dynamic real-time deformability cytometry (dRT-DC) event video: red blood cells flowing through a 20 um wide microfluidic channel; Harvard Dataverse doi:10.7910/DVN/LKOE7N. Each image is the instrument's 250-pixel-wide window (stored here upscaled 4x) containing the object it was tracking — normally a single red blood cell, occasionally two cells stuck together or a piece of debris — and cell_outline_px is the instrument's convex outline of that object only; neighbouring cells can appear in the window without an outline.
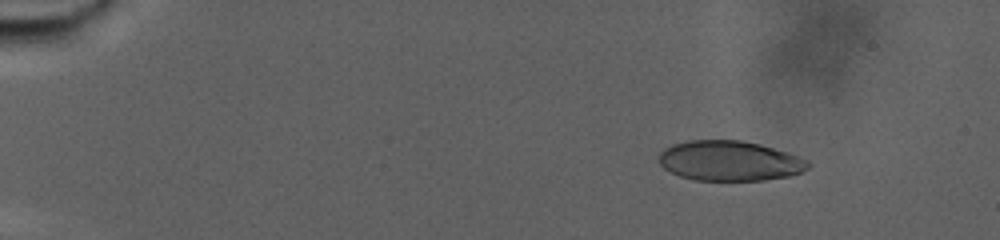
{"species": "human", "species_latin": "Homo sapiens", "temperature_condition": "warm", "stored_images_in_passage": 87, "camera_frame_rate_fps": 3000, "um_per_image_px": 0.085, "donor": {"sex": "male"}, "frame": {"image": 1, "passage_image": 13, "time_ms": 4.0, "image_size_px": [1000, 240], "cell_outline_px": [[812, 164], [808, 168], [800, 172], [788, 176], [764, 180], [696, 180], [680, 176], [664, 168], [660, 164], [660, 152], [664, 148], [672, 144], [688, 140], [740, 140], [760, 144], [788, 152], [808, 160]], "centroid_in_image_um": [62.03, 13.66], "position_along_channel_um": 23.0, "area_um2": 34.8}}
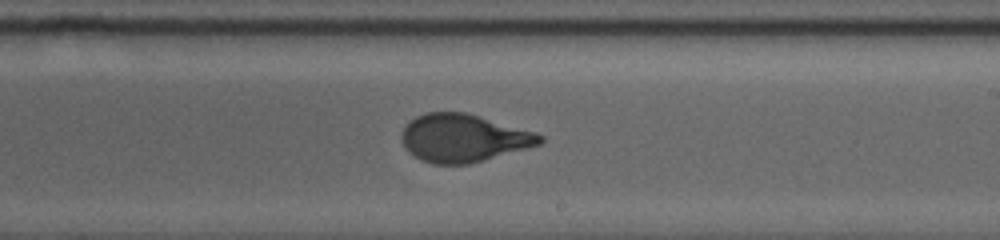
{"frame": {"image": 2, "passage_image": 55, "time_ms": 18.0, "image_size_px": [1000, 240], "cell_outline_px": [[544, 140], [540, 144], [528, 148], [468, 164], [432, 164], [420, 160], [412, 156], [404, 148], [400, 140], [400, 132], [404, 124], [416, 116], [428, 112], [464, 112], [536, 132], [544, 136]], "centroid_in_image_um": [39.33, 11.74], "position_along_channel_um": 249.7, "area_um2": 38.84}}
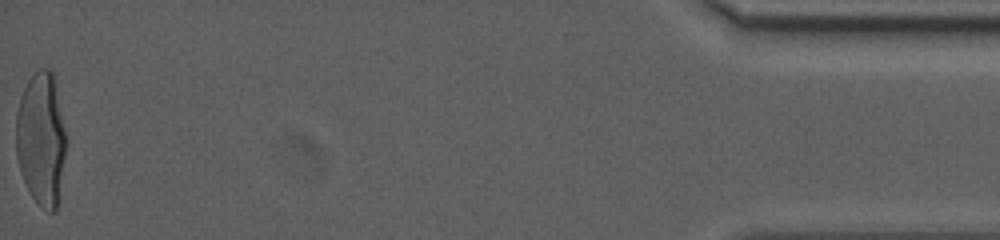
{"frame": {"image": 3, "passage_image": 87, "time_ms": 28.667, "image_size_px": [1000, 240], "cell_outline_px": [[68, 144], [56, 212], [48, 212], [32, 196], [20, 172], [16, 156], [16, 112], [20, 96], [28, 80], [40, 68], [48, 68], [56, 72]], "centroid_in_image_um": [3.55, 11.73], "position_along_channel_um": 431.7, "area_um2": 40.11}, "authors_computed_cell_mechanics": {"area_um2": 38.148, "velocity_mm_per_s": 2.5023, "shape_relaxation_time_tau1_ms": 7.4893, "shape_relaxation_time_tau2_ms": null, "deformation_change_tau1": 0.2427, "deformation_change_tau2": null}}